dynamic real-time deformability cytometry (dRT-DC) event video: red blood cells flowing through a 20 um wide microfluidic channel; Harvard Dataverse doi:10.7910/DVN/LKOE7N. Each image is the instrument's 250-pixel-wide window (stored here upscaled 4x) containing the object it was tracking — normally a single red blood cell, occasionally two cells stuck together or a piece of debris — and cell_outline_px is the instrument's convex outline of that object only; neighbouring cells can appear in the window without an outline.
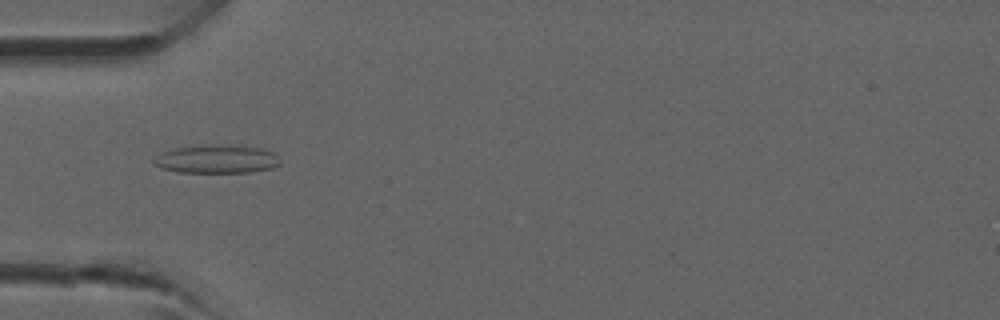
{"species": "common noctule bat (a hibernating species)", "species_latin": "Nyctalus noctula", "temperature_condition": "room temperature", "stored_images_in_passage": 19, "camera_frame_rate_fps": 3000, "um_per_image_px": 0.085, "animal": {"sex": "male", "forearm_length_mm": 52.5}, "frame": {"image": 1, "passage_image": 13, "time_ms": 4.0, "image_size_px": [1000, 320], "cell_outline_px": [[280, 164], [272, 168], [248, 172], [176, 172], [160, 168], [152, 164], [152, 160], [160, 152], [172, 148], [208, 144], [212, 144], [260, 148], [276, 152], [280, 160]], "centroid_in_image_um": [18.37, 13.52], "position_along_channel_um": 66.6, "area_um2": 21.15}}
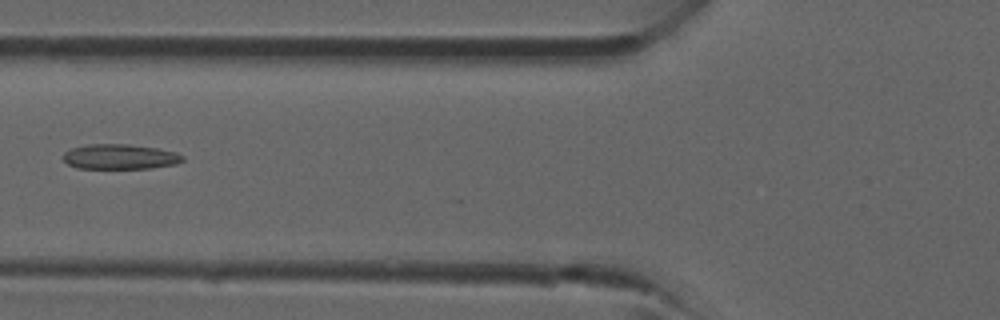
{"frame": {"image": 2, "passage_image": 16, "time_ms": 5.0, "image_size_px": [1000, 320], "cell_outline_px": [[184, 160], [176, 164], [152, 168], [76, 168], [68, 164], [64, 160], [64, 152], [72, 148], [88, 144], [128, 144], [156, 148], [176, 152], [184, 156]], "centroid_in_image_um": [10.21, 13.32], "position_along_channel_um": 115.6, "area_um2": 17.4}}
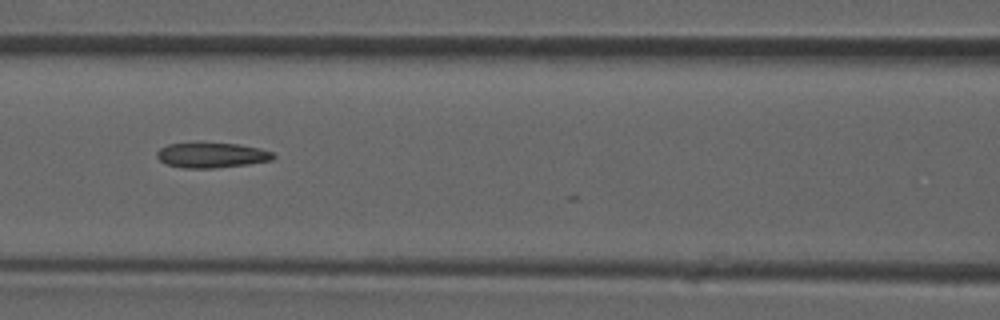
{"frame": {"image": 3, "passage_image": 18, "time_ms": 5.667, "image_size_px": [1000, 320], "cell_outline_px": [[276, 156], [272, 160], [248, 164], [212, 168], [184, 168], [168, 164], [160, 160], [156, 156], [156, 152], [160, 148], [168, 144], [240, 144], [260, 148], [272, 152]], "centroid_in_image_um": [18.02, 13.2], "position_along_channel_um": 148.6, "area_um2": 16.7}}